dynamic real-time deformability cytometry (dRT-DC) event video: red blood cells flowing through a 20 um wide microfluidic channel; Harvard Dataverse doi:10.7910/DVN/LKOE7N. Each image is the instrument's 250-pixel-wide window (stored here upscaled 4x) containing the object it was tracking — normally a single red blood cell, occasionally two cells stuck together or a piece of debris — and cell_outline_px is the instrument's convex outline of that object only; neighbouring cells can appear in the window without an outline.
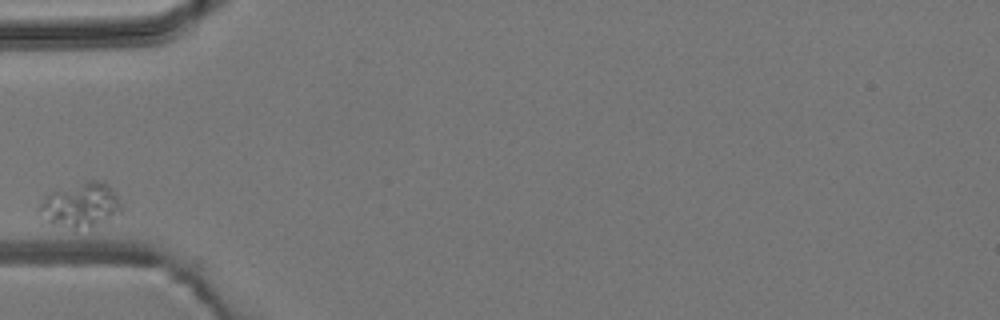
{"species": "common noctule bat (a hibernating species)", "species_latin": "Nyctalus noctula", "temperature_condition": "room temperature", "stored_images_in_passage": 4, "camera_frame_rate_fps": 3000, "um_per_image_px": 0.085, "animal": {"sex": "male", "body_mass_g": 19.2, "forearm_length_mm": 51.8}, "frame": {"image": 1, "passage_image": 1, "time_ms": 0.0, "image_size_px": [1000, 320], "cell_outline_px": [[120, 212], [112, 220], [92, 228], [72, 228], [48, 220], [36, 208], [48, 192], [88, 180], [100, 180], [108, 184], [116, 196], [120, 204]], "centroid_in_image_um": [6.89, 17.42], "position_along_channel_um": 78.1, "area_um2": 21.21}}
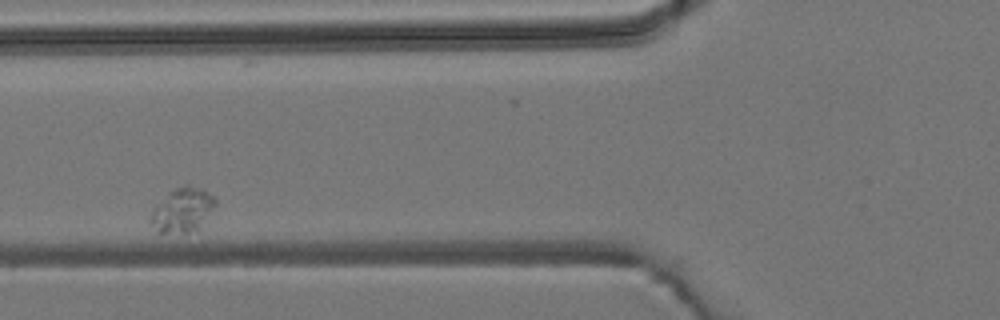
{"frame": {"image": 2, "passage_image": 2, "time_ms": 1.0, "image_size_px": [1000, 320], "cell_outline_px": [[216, 204], [196, 228], [188, 232], [160, 236], [156, 232], [148, 220], [148, 216], [152, 208], [168, 192], [176, 188], [188, 184], [192, 184], [204, 188], [216, 196]], "centroid_in_image_um": [15.43, 17.85], "position_along_channel_um": 110.4, "area_um2": 17.22}}
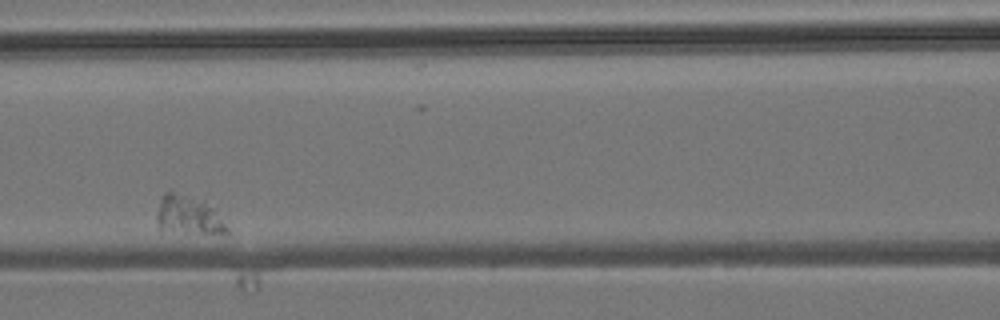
{"frame": {"image": 3, "passage_image": 3, "time_ms": 2.333, "image_size_px": [1000, 320], "cell_outline_px": [[228, 232], [160, 232], [156, 220], [156, 212], [160, 196], [168, 188], [172, 188], [204, 200], [212, 208], [228, 228]], "centroid_in_image_um": [15.86, 18.2], "position_along_channel_um": 150.7, "area_um2": 16.24}}